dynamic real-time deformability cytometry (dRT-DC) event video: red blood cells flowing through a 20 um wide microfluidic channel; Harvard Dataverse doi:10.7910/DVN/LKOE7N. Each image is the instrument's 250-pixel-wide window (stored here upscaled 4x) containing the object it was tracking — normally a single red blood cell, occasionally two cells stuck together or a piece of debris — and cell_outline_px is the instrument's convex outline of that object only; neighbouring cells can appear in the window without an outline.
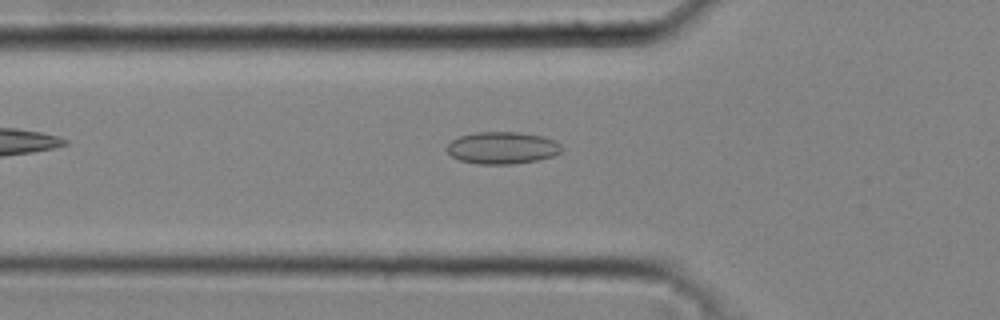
{"species": "common noctule bat (a hibernating species)", "species_latin": "Nyctalus noctula", "temperature_condition": "cold", "stored_images_in_passage": 33, "camera_frame_rate_fps": 3000, "um_per_image_px": 0.085, "animal": {"sex": "male", "body_mass_g": 20.4}, "frame": {"image": 1, "passage_image": 9, "time_ms": 2.667, "image_size_px": [1000, 320], "cell_outline_px": [[564, 148], [560, 152], [552, 156], [536, 160], [512, 164], [476, 164], [460, 160], [452, 156], [448, 152], [448, 144], [452, 140], [460, 136], [476, 132], [520, 132], [544, 136], [556, 140]], "centroid_in_image_um": [42.73, 12.56], "position_along_channel_um": 83.1, "area_um2": 21.5}}
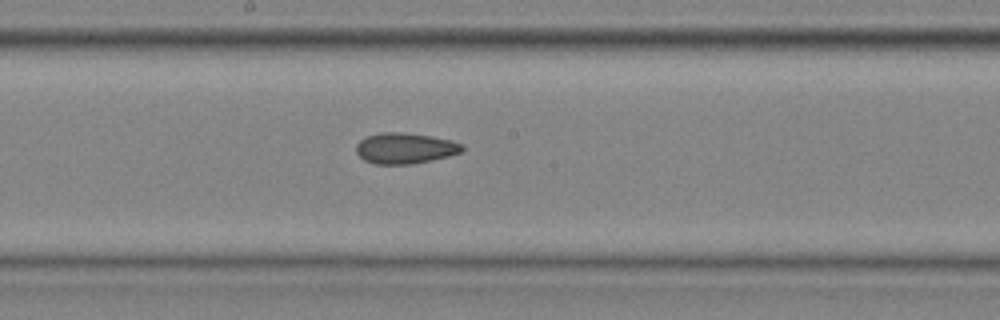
{"frame": {"image": 2, "passage_image": 18, "time_ms": 5.667, "image_size_px": [1000, 320], "cell_outline_px": [[464, 148], [460, 152], [448, 156], [432, 160], [412, 164], [376, 164], [364, 160], [356, 152], [356, 144], [360, 140], [368, 136], [380, 132], [404, 132], [432, 136], [452, 140], [464, 144]], "centroid_in_image_um": [34.44, 12.59], "position_along_channel_um": 213.8, "area_um2": 19.13}}
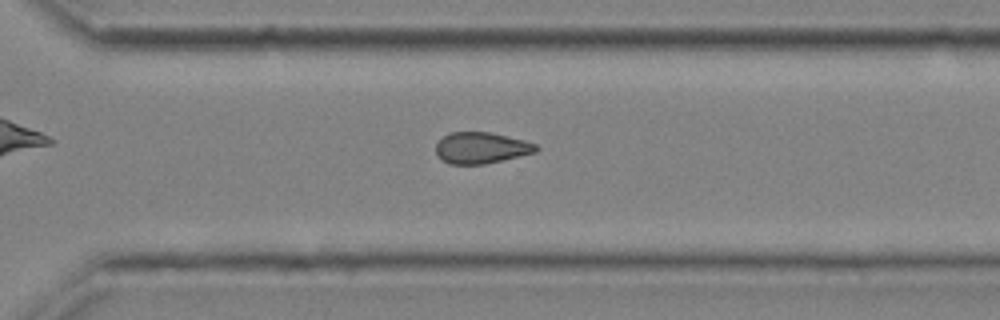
{"frame": {"image": 3, "passage_image": 26, "time_ms": 8.333, "image_size_px": [1000, 320], "cell_outline_px": [[540, 148], [536, 152], [484, 164], [448, 164], [436, 156], [436, 144], [448, 132], [488, 132], [508, 136], [524, 140], [536, 144]], "centroid_in_image_um": [40.88, 12.57], "position_along_channel_um": 329.7, "area_um2": 18.26}, "authors_computed_cell_mechanics": {"area_um2": 19.363, "velocity_mm_per_s": 4.3491, "shape_relaxation_time_tau1_ms": null, "shape_relaxation_time_tau2_ms": 8.5232, "deformation_change_tau1": null, "deformation_change_tau2": 0.1686}}